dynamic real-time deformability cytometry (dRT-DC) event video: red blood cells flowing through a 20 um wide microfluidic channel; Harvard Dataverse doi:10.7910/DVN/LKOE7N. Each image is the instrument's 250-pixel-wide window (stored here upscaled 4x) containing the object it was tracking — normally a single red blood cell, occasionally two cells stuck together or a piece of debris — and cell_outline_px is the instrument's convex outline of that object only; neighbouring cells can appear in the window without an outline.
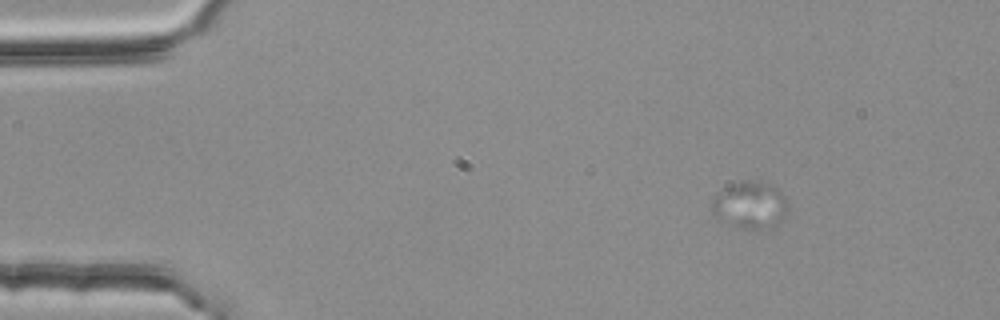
{"species": "common noctule bat (a hibernating species)", "species_latin": "Nyctalus noctula", "temperature_condition": "room temperature", "stored_images_in_passage": 3, "camera_frame_rate_fps": 3000, "um_per_image_px": 0.085, "animal": {"sex": "female", "body_mass_g": 25.1}, "frame": {"image": 1, "passage_image": 1, "time_ms": 0.0, "image_size_px": [1000, 320], "cell_outline_px": [[792, 212], [784, 220], [760, 228], [740, 228], [720, 220], [712, 216], [708, 208], [712, 200], [724, 188], [740, 180], [764, 180], [776, 188], [784, 196]], "centroid_in_image_um": [63.76, 17.4], "position_along_channel_um": 21.2, "area_um2": 21.33}}